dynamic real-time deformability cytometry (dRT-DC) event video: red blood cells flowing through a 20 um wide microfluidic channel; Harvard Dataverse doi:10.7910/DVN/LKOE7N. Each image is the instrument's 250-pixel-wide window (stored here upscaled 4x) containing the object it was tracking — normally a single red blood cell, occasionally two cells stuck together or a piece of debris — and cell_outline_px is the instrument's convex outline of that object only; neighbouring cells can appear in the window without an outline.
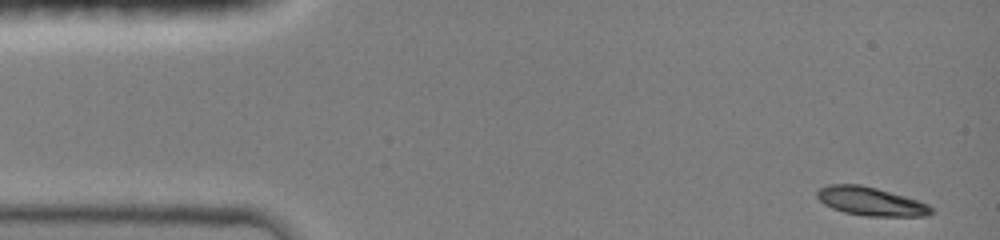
{"species": "common noctule bat (a hibernating species)", "species_latin": "Nyctalus noctula", "temperature_condition": "room temperature", "stored_images_in_passage": 10, "camera_frame_rate_fps": 3000, "um_per_image_px": 0.085, "animal": {"sex": "female", "body_mass_g": 19.0, "forearm_length_mm": 51.5}, "frame": {"image": 1, "passage_image": 1, "time_ms": 0.0, "image_size_px": [1000, 240], "cell_outline_px": [[932, 212], [928, 216], [864, 216], [844, 212], [832, 208], [824, 204], [816, 196], [816, 192], [820, 188], [828, 184], [860, 184], [876, 188], [904, 196], [928, 204], [932, 208]], "centroid_in_image_um": [73.98, 17.12], "position_along_channel_um": 11.0, "area_um2": 18.9}}
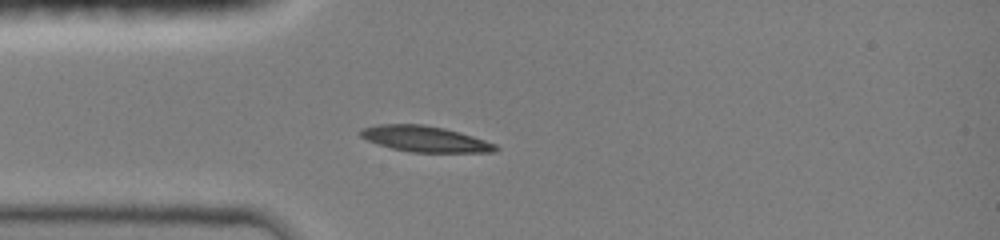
{"frame": {"image": 2, "passage_image": 9, "time_ms": 3.333, "image_size_px": [1000, 240], "cell_outline_px": [[500, 148], [492, 152], [412, 152], [392, 148], [368, 140], [360, 136], [360, 128], [380, 124], [424, 124], [444, 128], [472, 136], [496, 144]], "centroid_in_image_um": [36.12, 11.8], "position_along_channel_um": 48.9, "area_um2": 20.11}}